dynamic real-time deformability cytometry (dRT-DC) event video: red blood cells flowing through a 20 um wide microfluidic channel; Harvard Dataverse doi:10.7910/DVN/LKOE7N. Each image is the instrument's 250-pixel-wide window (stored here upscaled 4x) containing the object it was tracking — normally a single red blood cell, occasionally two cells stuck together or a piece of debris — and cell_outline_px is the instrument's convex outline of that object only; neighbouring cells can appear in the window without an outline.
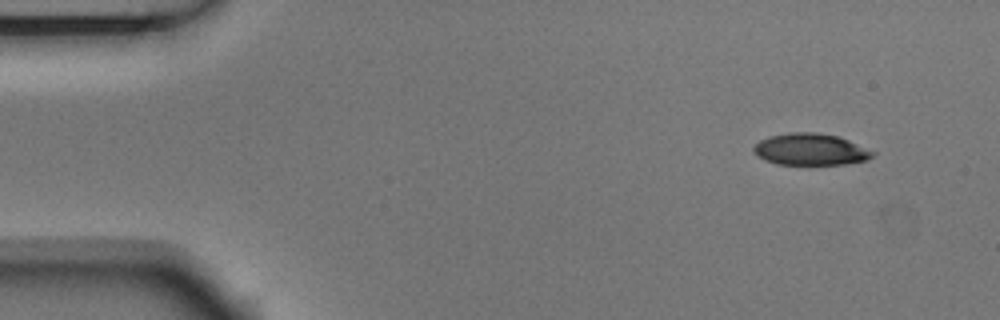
{"species": "Egyptian fruit bat (a non-hibernating species)", "species_latin": "Rousettus aegyptiacus", "temperature_condition": "room temperature", "stored_images_in_passage": 4, "camera_frame_rate_fps": 3000, "um_per_image_px": 0.085, "animal": {"sex": "male"}, "frame": {"image": 1, "passage_image": 1, "time_ms": 0.0, "image_size_px": [1000, 320], "cell_outline_px": [[876, 152], [868, 160], [844, 164], [776, 164], [764, 160], [752, 148], [760, 140], [768, 136], [788, 132], [816, 132], [840, 136]], "centroid_in_image_um": [68.91, 12.68], "position_along_channel_um": 16.1, "area_um2": 22.02}}
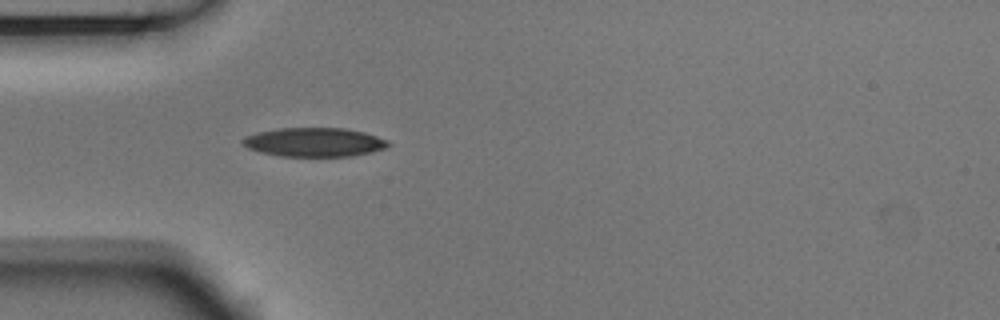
{"frame": {"image": 2, "passage_image": 4, "time_ms": 1.0, "image_size_px": [1000, 320], "cell_outline_px": [[392, 144], [384, 148], [372, 152], [352, 156], [280, 156], [260, 152], [248, 148], [240, 140], [244, 136], [256, 132], [280, 128], [344, 128], [364, 132], [388, 140]], "centroid_in_image_um": [26.7, 12.08], "position_along_channel_um": 58.3, "area_um2": 24.62}}